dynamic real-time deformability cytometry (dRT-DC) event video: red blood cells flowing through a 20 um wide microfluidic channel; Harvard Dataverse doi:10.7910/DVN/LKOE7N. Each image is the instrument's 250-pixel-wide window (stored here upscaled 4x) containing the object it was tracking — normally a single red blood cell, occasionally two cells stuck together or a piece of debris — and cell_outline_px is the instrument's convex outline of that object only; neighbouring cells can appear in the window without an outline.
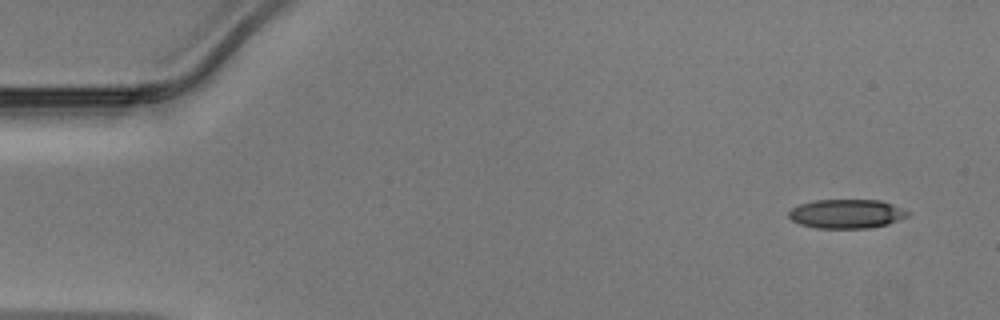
{"species": "Egyptian fruit bat (a non-hibernating species)", "species_latin": "Rousettus aegyptiacus", "temperature_condition": "warm", "stored_images_in_passage": 46, "camera_frame_rate_fps": 3000, "um_per_image_px": 0.085, "animal": {"sex": "male"}, "frame": {"image": 1, "passage_image": 1, "time_ms": 0.0, "image_size_px": [1000, 320], "cell_outline_px": [[912, 212], [908, 216], [888, 224], [868, 228], [816, 228], [800, 224], [792, 220], [788, 216], [788, 212], [792, 208], [800, 204], [812, 200], [880, 200], [892, 204]], "centroid_in_image_um": [71.96, 18.17], "position_along_channel_um": 13.0, "area_um2": 20.23}}
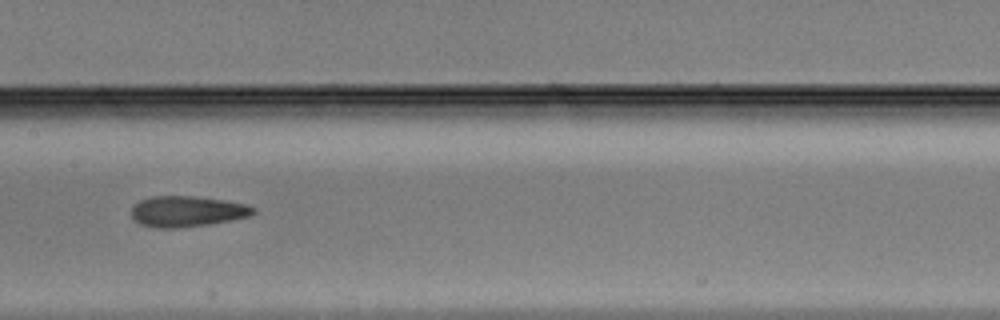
{"frame": {"image": 2, "passage_image": 22, "time_ms": 7.0, "image_size_px": [1000, 320], "cell_outline_px": [[256, 212], [248, 216], [232, 220], [208, 224], [176, 228], [156, 228], [140, 224], [132, 216], [132, 204], [140, 200], [152, 196], [196, 196], [224, 200], [244, 204], [256, 208]], "centroid_in_image_um": [15.88, 17.96], "position_along_channel_um": 191.5, "area_um2": 21.85}}
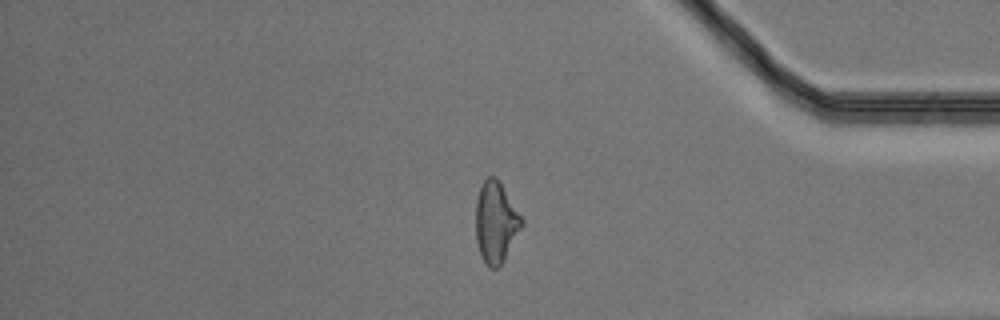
{"frame": {"image": 3, "passage_image": 38, "time_ms": 12.333, "image_size_px": [1000, 320], "cell_outline_px": [[524, 224], [500, 268], [488, 268], [480, 252], [476, 240], [476, 200], [480, 188], [484, 180], [488, 176], [496, 176], [524, 220]], "centroid_in_image_um": [42.16, 18.91], "position_along_channel_um": 393.0, "area_um2": 21.73}}